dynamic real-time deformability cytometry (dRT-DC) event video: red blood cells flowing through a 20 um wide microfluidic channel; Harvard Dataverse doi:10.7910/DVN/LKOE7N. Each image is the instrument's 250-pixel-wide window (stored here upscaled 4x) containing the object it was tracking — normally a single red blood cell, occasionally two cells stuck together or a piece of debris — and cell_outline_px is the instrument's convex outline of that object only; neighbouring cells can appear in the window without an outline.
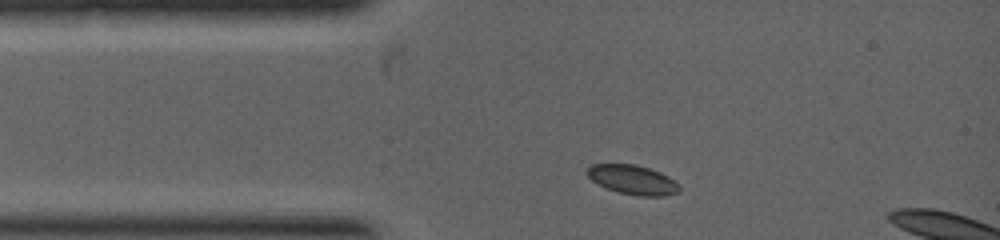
{"species": "common noctule bat (a hibernating species)", "species_latin": "Nyctalus noctula", "temperature_condition": "warm", "stored_images_in_passage": 3, "camera_frame_rate_fps": 5000, "um_per_image_px": 0.085, "animal": {"sex": "female", "body_mass_g": 19.0, "forearm_length_mm": 53.3}, "frame": {"image": 1, "passage_image": 1, "time_ms": 0.0, "image_size_px": [1000, 240], "cell_outline_px": [[680, 188], [676, 192], [664, 196], [636, 196], [620, 192], [608, 188], [592, 180], [584, 172], [592, 164], [636, 164], [660, 172], [668, 176]], "centroid_in_image_um": [53.74, 15.27], "position_along_channel_um": 31.3, "area_um2": 15.49}}